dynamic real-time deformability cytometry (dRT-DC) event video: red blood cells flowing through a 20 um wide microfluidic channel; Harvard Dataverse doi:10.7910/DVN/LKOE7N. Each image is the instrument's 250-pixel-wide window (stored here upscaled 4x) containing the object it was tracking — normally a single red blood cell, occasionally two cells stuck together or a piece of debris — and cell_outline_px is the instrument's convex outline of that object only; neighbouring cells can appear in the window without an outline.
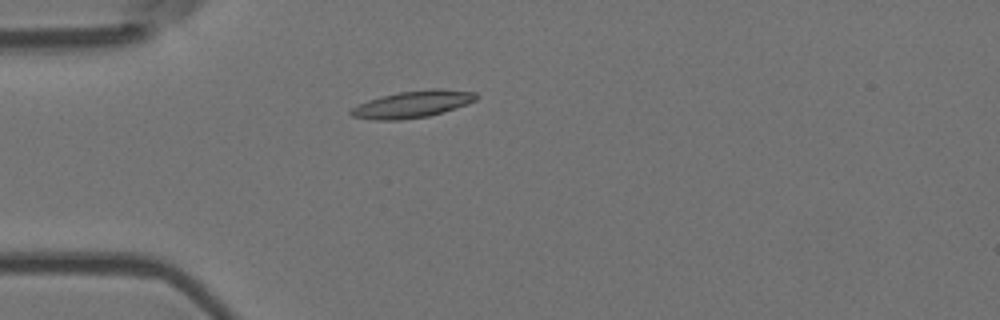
{"species": "Egyptian fruit bat (a non-hibernating species)", "species_latin": "Rousettus aegyptiacus", "temperature_condition": "room temperature", "stored_images_in_passage": 6, "camera_frame_rate_fps": 3000, "um_per_image_px": 0.085, "animal": {"sex": "female"}, "frame": {"image": 1, "passage_image": 5, "time_ms": 1.333, "image_size_px": [1000, 320], "cell_outline_px": [[480, 96], [476, 100], [456, 108], [428, 116], [400, 120], [376, 120], [352, 116], [348, 112], [352, 108], [368, 100], [380, 96], [400, 92], [432, 88], [440, 88], [476, 92]], "centroid_in_image_um": [35.1, 8.85], "position_along_channel_um": 49.9, "area_um2": 19.65}}